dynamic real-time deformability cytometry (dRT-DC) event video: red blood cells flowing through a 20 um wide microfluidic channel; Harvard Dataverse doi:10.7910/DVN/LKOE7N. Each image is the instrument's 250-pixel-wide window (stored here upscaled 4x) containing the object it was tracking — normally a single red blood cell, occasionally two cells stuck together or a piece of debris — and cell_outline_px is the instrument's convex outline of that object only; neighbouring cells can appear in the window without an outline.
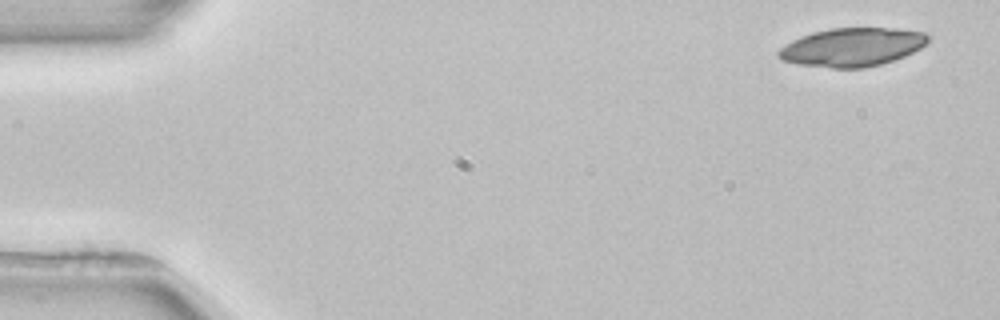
{"species": "common noctule bat (a hibernating species)", "species_latin": "Nyctalus noctula", "temperature_condition": "room temperature", "stored_images_in_passage": 4, "camera_frame_rate_fps": 3000, "um_per_image_px": 0.085, "animal": {"sex": "female", "body_mass_g": 22.7, "forearm_length_mm": 54.2}, "frame": {"image": 1, "passage_image": 1, "time_ms": 0.0, "image_size_px": [1000, 320], "cell_outline_px": [[928, 40], [920, 48], [904, 56], [880, 64], [864, 68], [832, 68], [796, 64], [780, 60], [776, 56], [776, 52], [780, 48], [792, 40], [800, 36], [812, 32], [832, 28], [892, 28], [924, 32], [928, 36]], "centroid_in_image_um": [72.36, 4.01], "position_along_channel_um": 12.6, "area_um2": 33.52}}